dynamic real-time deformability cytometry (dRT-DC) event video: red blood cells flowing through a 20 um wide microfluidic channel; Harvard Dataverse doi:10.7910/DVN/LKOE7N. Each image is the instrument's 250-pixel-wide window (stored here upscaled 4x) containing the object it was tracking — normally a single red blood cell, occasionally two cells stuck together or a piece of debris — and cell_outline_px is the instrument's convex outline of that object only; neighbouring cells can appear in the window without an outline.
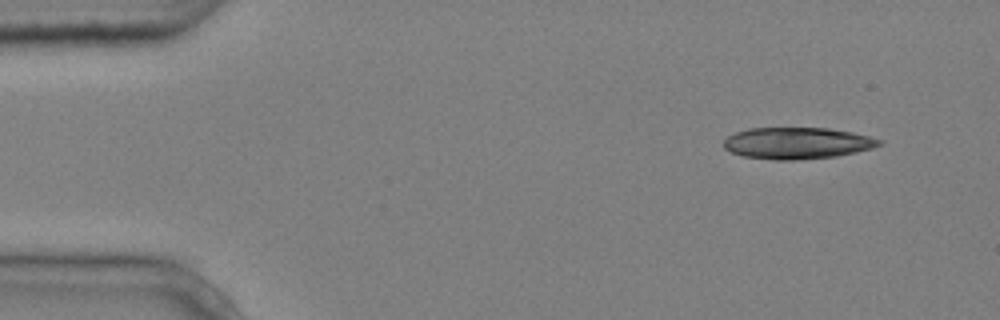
{"species": "common noctule bat (a hibernating species)", "species_latin": "Nyctalus noctula", "temperature_condition": "cold", "stored_images_in_passage": 4, "camera_frame_rate_fps": 3000, "um_per_image_px": 0.085, "animal": {"sex": "male", "body_mass_g": 20.4}, "frame": {"image": 1, "passage_image": 1, "time_ms": 0.0, "image_size_px": [1000, 320], "cell_outline_px": [[884, 144], [872, 148], [856, 152], [836, 156], [796, 160], [776, 160], [744, 156], [732, 152], [724, 148], [724, 140], [728, 136], [736, 132], [748, 128], [828, 128], [852, 132], [884, 140]], "centroid_in_image_um": [67.79, 12.16], "position_along_channel_um": 17.2, "area_um2": 28.61}}